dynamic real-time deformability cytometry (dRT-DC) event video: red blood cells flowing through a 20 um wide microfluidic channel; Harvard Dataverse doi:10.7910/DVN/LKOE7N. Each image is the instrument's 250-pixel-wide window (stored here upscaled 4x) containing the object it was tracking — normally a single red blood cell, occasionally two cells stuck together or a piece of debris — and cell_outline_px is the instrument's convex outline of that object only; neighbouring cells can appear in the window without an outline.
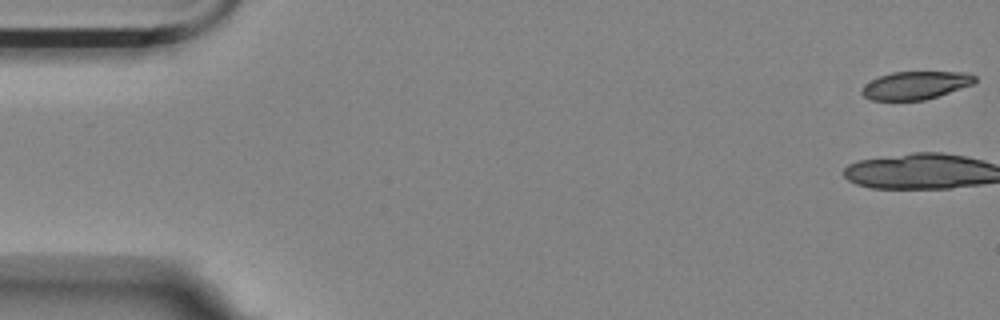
{"species": "Egyptian fruit bat (a non-hibernating species)", "species_latin": "Rousettus aegyptiacus", "temperature_condition": "room temperature", "stored_images_in_passage": 13, "camera_frame_rate_fps": 3000, "um_per_image_px": 0.085, "animal": {"sex": "female"}, "frame": {"image": 1, "passage_image": 1, "time_ms": 0.0, "image_size_px": [1000, 320], "cell_outline_px": [[976, 80], [972, 84], [924, 100], [872, 100], [864, 96], [860, 92], [860, 88], [864, 84], [880, 76], [892, 72], [968, 72], [976, 76]], "centroid_in_image_um": [77.78, 7.24], "position_along_channel_um": 7.2, "area_um2": 18.26}}